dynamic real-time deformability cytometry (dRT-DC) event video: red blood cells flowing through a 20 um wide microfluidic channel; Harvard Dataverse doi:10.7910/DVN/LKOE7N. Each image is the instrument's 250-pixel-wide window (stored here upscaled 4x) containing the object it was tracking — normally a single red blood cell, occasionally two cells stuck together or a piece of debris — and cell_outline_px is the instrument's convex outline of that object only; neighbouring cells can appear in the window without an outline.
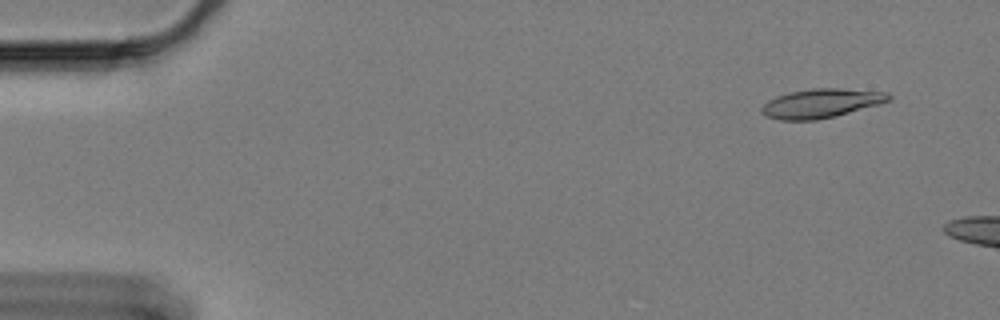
{"species": "Egyptian fruit bat (a non-hibernating species)", "species_latin": "Rousettus aegyptiacus", "temperature_condition": "cold", "stored_images_in_passage": 10, "camera_frame_rate_fps": 3000, "um_per_image_px": 0.085, "animal": {"sex": "female"}, "frame": {"image": 1, "passage_image": 5, "time_ms": 1.333, "image_size_px": [1000, 320], "cell_outline_px": [[892, 100], [880, 104], [836, 116], [816, 120], [780, 120], [768, 116], [760, 112], [760, 108], [768, 100], [776, 96], [788, 92], [812, 88], [840, 88], [888, 92], [892, 96]], "centroid_in_image_um": [69.82, 8.77], "position_along_channel_um": 15.2, "area_um2": 21.73}}